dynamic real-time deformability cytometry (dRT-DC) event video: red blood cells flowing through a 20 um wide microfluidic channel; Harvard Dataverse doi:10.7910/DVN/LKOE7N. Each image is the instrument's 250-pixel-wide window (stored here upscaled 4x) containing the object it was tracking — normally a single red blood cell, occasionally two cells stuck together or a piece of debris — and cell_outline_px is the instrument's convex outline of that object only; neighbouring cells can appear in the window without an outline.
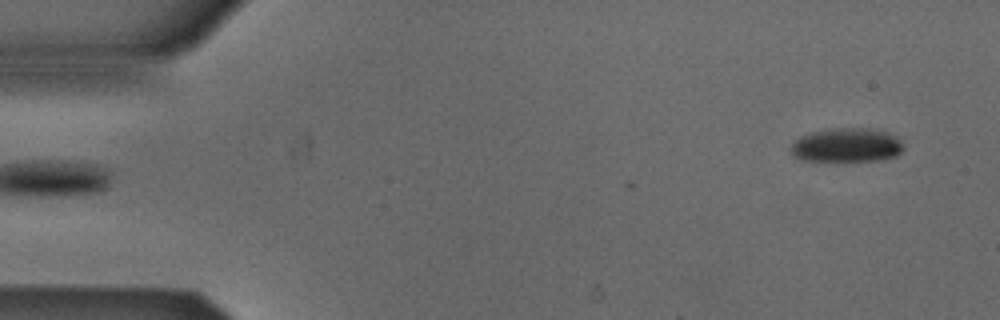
{"species": "Egyptian fruit bat (a non-hibernating species)", "species_latin": "Rousettus aegyptiacus", "temperature_condition": "cold", "stored_images_in_passage": 4, "camera_frame_rate_fps": 3000, "um_per_image_px": 0.085, "animal": {"sex": "male"}, "frame": {"image": 1, "passage_image": 4, "time_ms": 1.0, "image_size_px": [1000, 320], "cell_outline_px": [[904, 148], [896, 156], [876, 160], [804, 160], [792, 156], [792, 144], [800, 136], [812, 132], [836, 128], [868, 128], [884, 132], [896, 136], [900, 140]], "centroid_in_image_um": [71.97, 12.33], "position_along_channel_um": 13.0, "area_um2": 21.91}}